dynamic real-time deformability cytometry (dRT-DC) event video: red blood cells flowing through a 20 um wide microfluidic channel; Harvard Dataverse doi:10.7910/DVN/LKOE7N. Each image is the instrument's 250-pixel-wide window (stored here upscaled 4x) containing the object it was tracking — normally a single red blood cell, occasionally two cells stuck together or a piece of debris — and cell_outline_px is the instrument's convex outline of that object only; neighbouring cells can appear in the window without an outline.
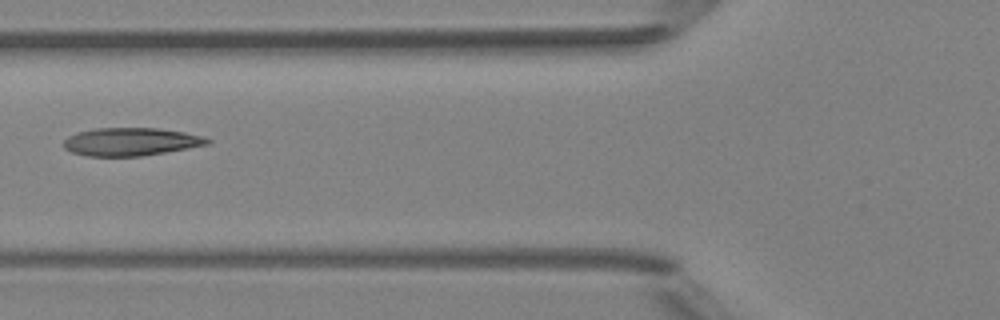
{"species": "Egyptian fruit bat (a non-hibernating species)", "species_latin": "Rousettus aegyptiacus", "temperature_condition": "room temperature", "stored_images_in_passage": 3, "camera_frame_rate_fps": 3000, "um_per_image_px": 0.085, "animal": {"sex": "female"}, "frame": {"image": 1, "passage_image": 3, "time_ms": 2.0, "image_size_px": [1000, 320], "cell_outline_px": [[212, 140], [208, 144], [188, 148], [140, 156], [88, 156], [72, 152], [64, 148], [64, 140], [68, 136], [76, 132], [96, 128], [156, 128], [184, 132], [204, 136]], "centroid_in_image_um": [11.11, 12.04], "position_along_channel_um": 114.7, "area_um2": 23.35}}